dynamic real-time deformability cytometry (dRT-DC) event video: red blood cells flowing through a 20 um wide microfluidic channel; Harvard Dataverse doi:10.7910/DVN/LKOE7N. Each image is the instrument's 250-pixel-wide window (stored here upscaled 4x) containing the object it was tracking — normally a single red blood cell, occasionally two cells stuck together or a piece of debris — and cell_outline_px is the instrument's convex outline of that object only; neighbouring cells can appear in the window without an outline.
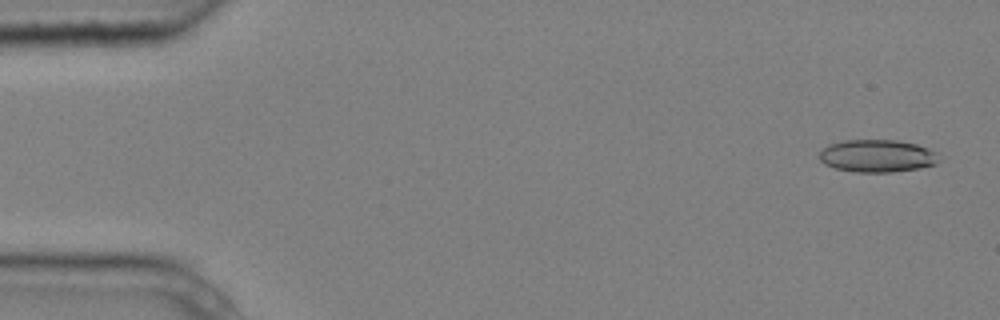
{"species": "common noctule bat (a hibernating species)", "species_latin": "Nyctalus noctula", "temperature_condition": "cold", "stored_images_in_passage": 5, "camera_frame_rate_fps": 3000, "um_per_image_px": 0.085, "animal": {"sex": "male", "body_mass_g": 20.4}, "frame": {"image": 1, "passage_image": 1, "time_ms": 0.0, "image_size_px": [1000, 320], "cell_outline_px": [[940, 160], [936, 164], [920, 168], [892, 172], [856, 172], [836, 168], [824, 164], [820, 160], [820, 152], [828, 144], [844, 140], [900, 140], [916, 144], [928, 148], [936, 152]], "centroid_in_image_um": [74.58, 13.25], "position_along_channel_um": 10.4, "area_um2": 22.77}}
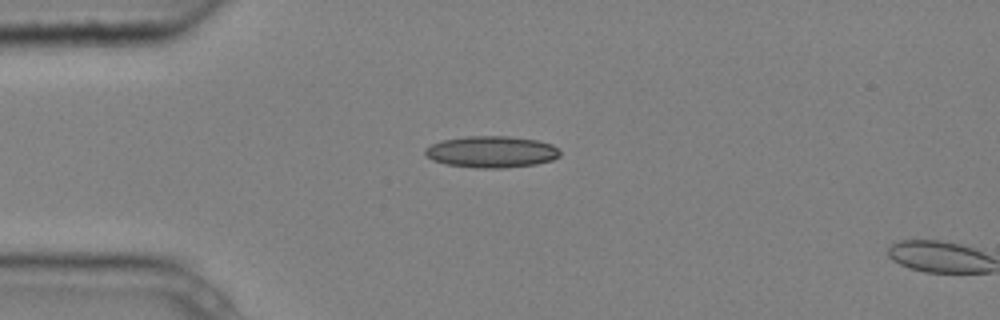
{"frame": {"image": 2, "passage_image": 4, "time_ms": 1.0, "image_size_px": [1000, 320], "cell_outline_px": [[560, 156], [552, 160], [536, 164], [504, 168], [476, 168], [448, 164], [432, 160], [424, 152], [424, 148], [432, 144], [444, 140], [468, 136], [508, 136], [536, 140], [552, 144], [560, 152]], "centroid_in_image_um": [41.79, 12.91], "position_along_channel_um": 43.2, "area_um2": 24.68}}